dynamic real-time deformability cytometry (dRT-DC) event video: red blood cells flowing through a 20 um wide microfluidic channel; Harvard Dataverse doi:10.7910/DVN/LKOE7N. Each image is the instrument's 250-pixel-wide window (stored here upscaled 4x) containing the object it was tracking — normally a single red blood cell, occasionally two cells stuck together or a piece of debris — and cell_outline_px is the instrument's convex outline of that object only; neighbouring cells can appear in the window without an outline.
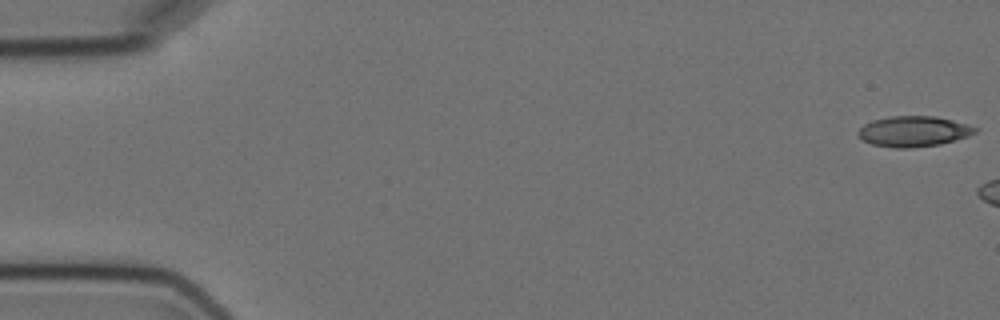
{"species": "Egyptian fruit bat (a non-hibernating species)", "species_latin": "Rousettus aegyptiacus", "temperature_condition": "cold", "stored_images_in_passage": 3, "camera_frame_rate_fps": 3000, "um_per_image_px": 0.085, "animal": {"sex": "female"}, "frame": {"image": 1, "passage_image": 1, "time_ms": 0.0, "image_size_px": [1000, 320], "cell_outline_px": [[980, 128], [976, 132], [968, 136], [940, 144], [912, 148], [896, 148], [872, 144], [864, 140], [856, 132], [864, 124], [872, 120], [892, 116], [936, 116], [952, 120]], "centroid_in_image_um": [77.66, 11.16], "position_along_channel_um": 7.3, "area_um2": 20.75}}